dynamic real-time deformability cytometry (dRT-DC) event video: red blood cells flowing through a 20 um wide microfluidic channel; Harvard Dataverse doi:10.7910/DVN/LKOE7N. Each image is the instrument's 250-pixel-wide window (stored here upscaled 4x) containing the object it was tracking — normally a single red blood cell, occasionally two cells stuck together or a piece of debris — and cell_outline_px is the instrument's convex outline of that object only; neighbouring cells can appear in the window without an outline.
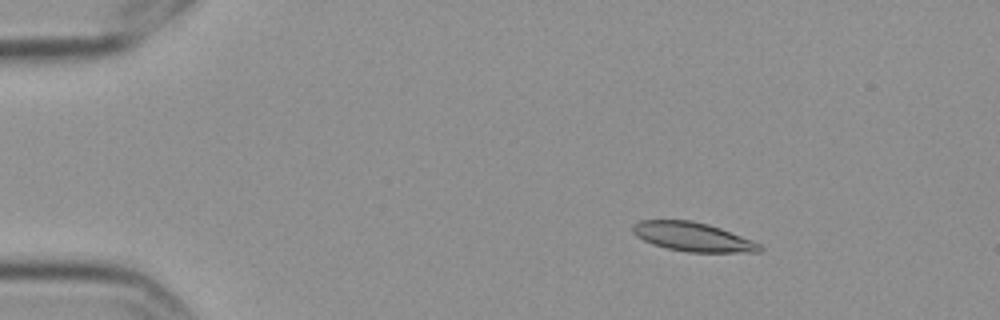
{"species": "Egyptian fruit bat (a non-hibernating species)", "species_latin": "Rousettus aegyptiacus", "temperature_condition": "cold", "stored_images_in_passage": 4, "camera_frame_rate_fps": 3000, "um_per_image_px": 0.085, "frame": {"image": 1, "passage_image": 2, "time_ms": 0.333, "image_size_px": [1000, 320], "cell_outline_px": [[764, 248], [760, 252], [688, 252], [668, 248], [652, 244], [636, 236], [632, 232], [632, 224], [640, 220], [692, 220], [708, 224], [720, 228], [752, 240], [760, 244]], "centroid_in_image_um": [58.87, 20.13], "position_along_channel_um": 26.1, "area_um2": 21.44}}